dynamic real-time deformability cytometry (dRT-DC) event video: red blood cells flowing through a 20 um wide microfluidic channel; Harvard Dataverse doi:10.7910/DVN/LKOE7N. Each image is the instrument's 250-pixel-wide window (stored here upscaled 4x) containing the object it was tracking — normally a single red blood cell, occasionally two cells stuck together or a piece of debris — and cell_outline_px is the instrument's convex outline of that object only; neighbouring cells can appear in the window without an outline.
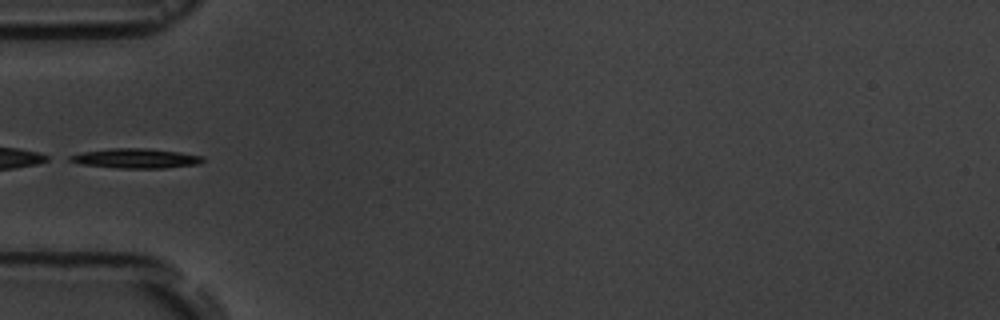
{"species": "common noctule bat (a hibernating species)", "species_latin": "Nyctalus noctula", "temperature_condition": "room temperature", "stored_images_in_passage": 4, "camera_frame_rate_fps": 3000, "um_per_image_px": 0.085, "animal": {"sex": "male", "body_mass_g": 19.5, "forearm_length_mm": 54.6}, "frame": {"image": 1, "passage_image": 4, "time_ms": 3.667, "image_size_px": [1000, 320], "cell_outline_px": [[204, 160], [200, 164], [164, 168], [116, 168], [80, 164], [68, 160], [68, 156], [80, 152], [112, 148], [148, 148], [180, 152], [204, 156]], "centroid_in_image_um": [11.53, 13.46], "position_along_channel_um": 73.5, "area_um2": 15.43}}